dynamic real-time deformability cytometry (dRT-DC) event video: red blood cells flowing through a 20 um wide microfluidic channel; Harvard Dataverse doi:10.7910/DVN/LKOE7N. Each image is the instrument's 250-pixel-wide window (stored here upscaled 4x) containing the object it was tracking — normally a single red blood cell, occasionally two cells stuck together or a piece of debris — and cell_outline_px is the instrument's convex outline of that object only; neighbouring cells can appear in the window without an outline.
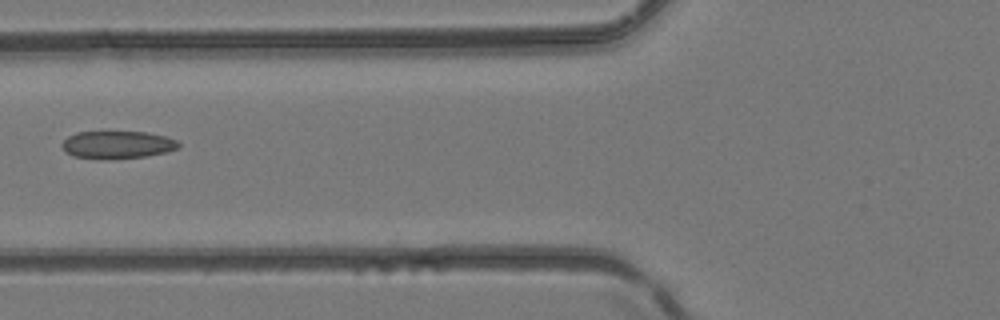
{"species": "common noctule bat (a hibernating species)", "species_latin": "Nyctalus noctula", "temperature_condition": "room temperature", "stored_images_in_passage": 5, "camera_frame_rate_fps": 3000, "um_per_image_px": 0.085, "animal": {"sex": "female", "body_mass_g": 24.6, "forearm_length_mm": 56.2}, "frame": {"image": 1, "passage_image": 5, "time_ms": 1.333, "image_size_px": [1000, 320], "cell_outline_px": [[180, 148], [168, 152], [144, 156], [108, 160], [100, 160], [72, 156], [64, 152], [60, 144], [68, 136], [76, 132], [144, 132], [164, 136], [176, 140], [180, 144]], "centroid_in_image_um": [9.93, 12.32], "position_along_channel_um": 115.9, "area_um2": 19.07}}